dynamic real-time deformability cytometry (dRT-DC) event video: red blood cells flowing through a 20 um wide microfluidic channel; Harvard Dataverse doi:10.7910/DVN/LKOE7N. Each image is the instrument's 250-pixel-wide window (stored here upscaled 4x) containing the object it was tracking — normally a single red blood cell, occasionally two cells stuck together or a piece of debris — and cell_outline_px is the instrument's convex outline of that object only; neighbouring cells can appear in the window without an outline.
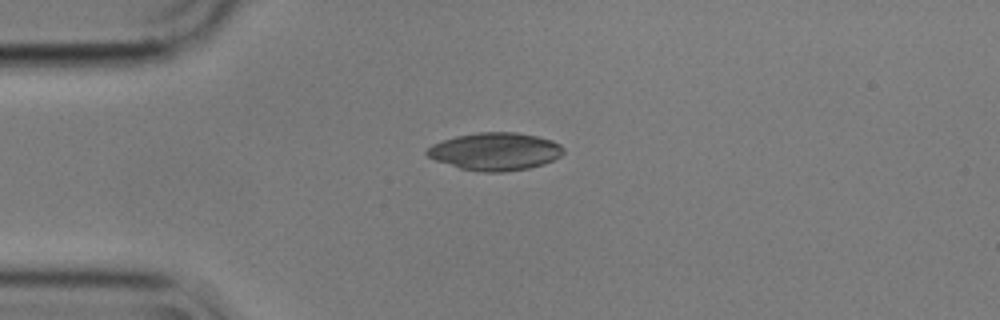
{"species": "common noctule bat (a hibernating species)", "species_latin": "Nyctalus noctula", "temperature_condition": "cold", "stored_images_in_passage": 7, "camera_frame_rate_fps": 3000, "um_per_image_px": 0.085, "animal": {"sex": "male", "body_mass_g": 17.9}, "frame": {"image": 1, "passage_image": 1, "time_ms": 0.0, "image_size_px": [1000, 320], "cell_outline_px": [[564, 152], [560, 156], [544, 164], [528, 168], [504, 172], [484, 172], [460, 168], [436, 160], [428, 156], [424, 152], [432, 144], [456, 136], [476, 132], [516, 132], [536, 136], [552, 140], [560, 144], [564, 148]], "centroid_in_image_um": [42.1, 12.87], "position_along_channel_um": 42.9, "area_um2": 29.88}}
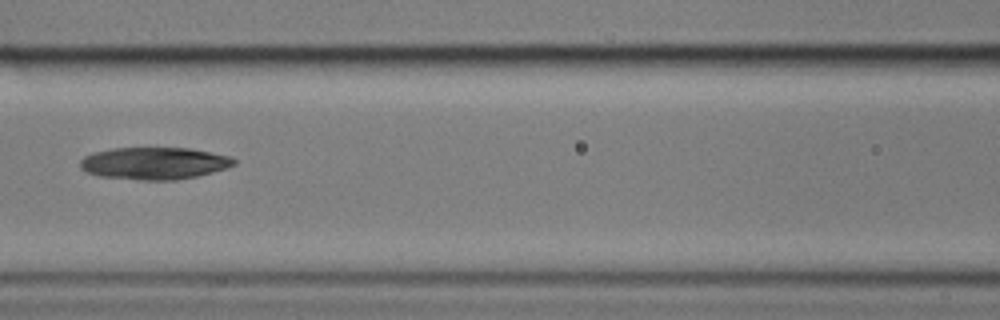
{"frame": {"image": 2, "passage_image": 4, "time_ms": 1.0, "image_size_px": [1000, 320], "cell_outline_px": [[236, 164], [228, 168], [196, 176], [176, 180], [140, 180], [100, 176], [88, 172], [80, 168], [80, 160], [84, 156], [92, 152], [112, 148], [188, 148], [232, 156], [236, 160]], "centroid_in_image_um": [13.12, 13.87], "position_along_channel_um": 153.5, "area_um2": 28.96}}
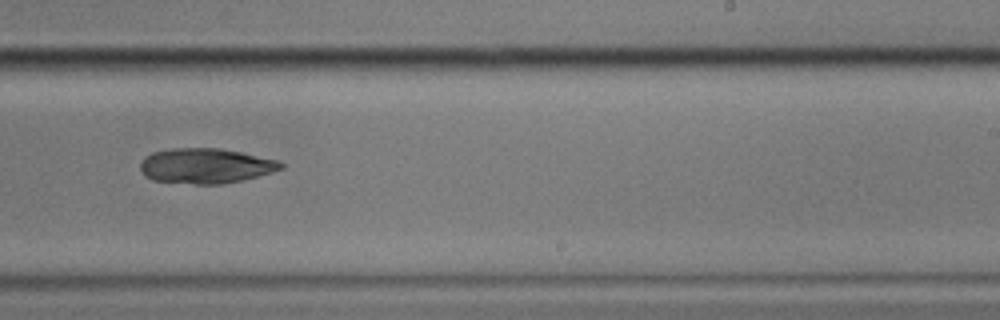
{"frame": {"image": 3, "passage_image": 7, "time_ms": 2.0, "image_size_px": [1000, 320], "cell_outline_px": [[284, 168], [260, 176], [244, 180], [220, 184], [196, 184], [152, 180], [144, 176], [140, 168], [140, 164], [144, 156], [152, 152], [172, 148], [220, 148], [280, 160], [284, 164]], "centroid_in_image_um": [17.49, 14.09], "position_along_channel_um": 271.5, "area_um2": 29.02}}